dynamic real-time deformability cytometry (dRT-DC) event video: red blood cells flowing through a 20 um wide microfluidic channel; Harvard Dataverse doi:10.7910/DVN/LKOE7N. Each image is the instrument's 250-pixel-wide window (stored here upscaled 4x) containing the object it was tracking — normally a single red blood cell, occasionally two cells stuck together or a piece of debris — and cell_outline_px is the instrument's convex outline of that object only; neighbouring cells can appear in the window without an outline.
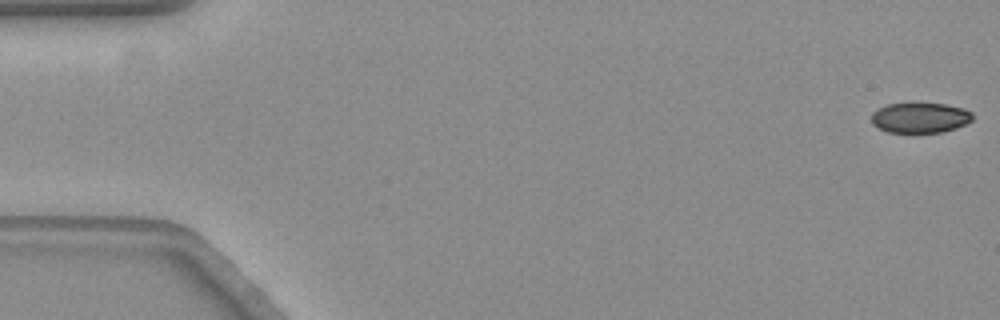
{"species": "common noctule bat (a hibernating species)", "species_latin": "Nyctalus noctula", "temperature_condition": "warm", "stored_images_in_passage": 20, "camera_frame_rate_fps": 3000, "um_per_image_px": 0.085, "animal": {"sex": "female", "body_mass_g": 19.3, "forearm_length_mm": 54.1}, "frame": {"image": 1, "passage_image": 1, "time_ms": 0.0, "image_size_px": [1000, 320], "cell_outline_px": [[972, 120], [964, 124], [940, 132], [888, 132], [872, 124], [872, 112], [888, 104], [944, 104], [964, 108], [972, 112]], "centroid_in_image_um": [78.2, 10.0], "position_along_channel_um": 6.8, "area_um2": 17.4}}
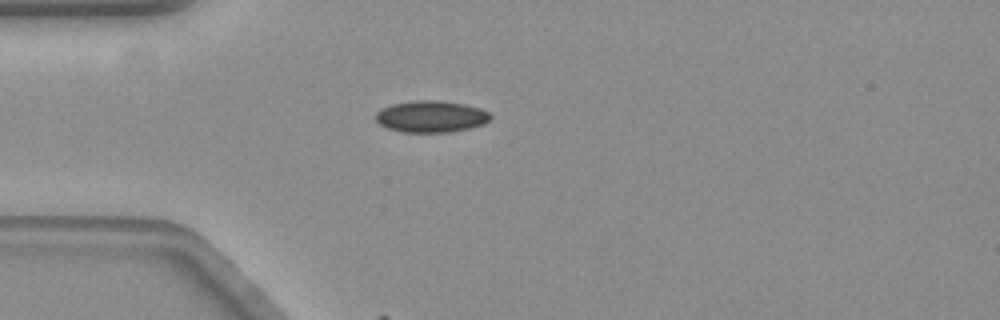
{"frame": {"image": 2, "passage_image": 16, "time_ms": 5.0, "image_size_px": [1000, 320], "cell_outline_px": [[492, 116], [488, 120], [480, 124], [468, 128], [448, 132], [404, 132], [388, 128], [380, 124], [376, 120], [376, 112], [380, 108], [392, 104], [412, 100], [440, 100], [464, 104], [480, 108], [488, 112]], "centroid_in_image_um": [36.6, 9.88], "position_along_channel_um": 48.4, "area_um2": 21.04}}